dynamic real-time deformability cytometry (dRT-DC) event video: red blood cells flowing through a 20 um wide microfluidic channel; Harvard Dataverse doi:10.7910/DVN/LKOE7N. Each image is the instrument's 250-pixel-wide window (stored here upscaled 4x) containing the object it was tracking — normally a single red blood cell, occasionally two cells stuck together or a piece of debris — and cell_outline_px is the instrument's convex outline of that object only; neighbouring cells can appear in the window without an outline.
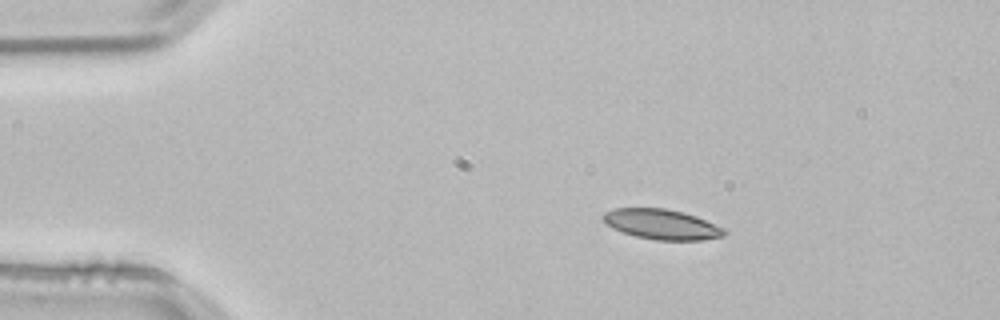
{"species": "common noctule bat (a hibernating species)", "species_latin": "Nyctalus noctula", "temperature_condition": "room temperature", "stored_images_in_passage": 2, "camera_frame_rate_fps": 3000, "um_per_image_px": 0.085, "animal": {"sex": "male", "body_mass_g": 21.5, "forearm_length_mm": 52.0}, "frame": {"image": 1, "passage_image": 1, "time_ms": 0.0, "image_size_px": [1000, 320], "cell_outline_px": [[728, 232], [724, 236], [700, 240], [656, 240], [636, 236], [612, 228], [600, 216], [604, 212], [612, 208], [664, 208], [684, 212], [696, 216], [724, 228]], "centroid_in_image_um": [56.25, 19.06], "position_along_channel_um": 28.8, "area_um2": 21.27}}